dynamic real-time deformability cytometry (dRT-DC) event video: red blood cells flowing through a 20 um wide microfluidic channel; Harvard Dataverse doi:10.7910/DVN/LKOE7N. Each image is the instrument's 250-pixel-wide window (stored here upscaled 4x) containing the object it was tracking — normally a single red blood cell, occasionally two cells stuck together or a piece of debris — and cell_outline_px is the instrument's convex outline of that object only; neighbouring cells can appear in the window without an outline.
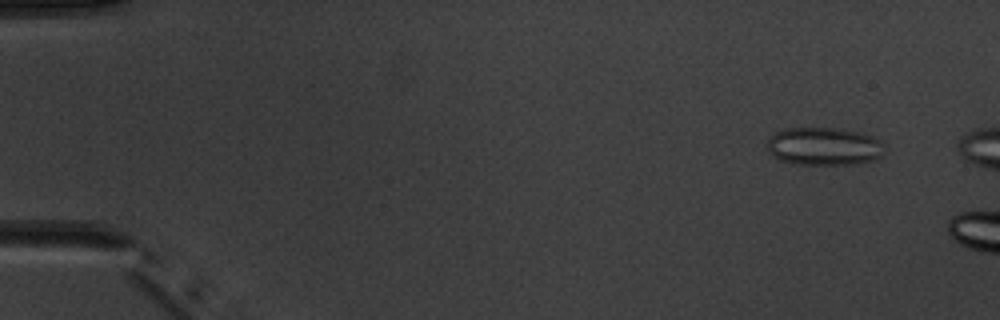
{"species": "common noctule bat (a hibernating species)", "species_latin": "Nyctalus noctula", "temperature_condition": "warm", "stored_images_in_passage": 3, "camera_frame_rate_fps": 3000, "um_per_image_px": 0.085, "animal": {"sex": "male", "body_mass_g": 20.1, "forearm_length_mm": 53.5}, "frame": {"image": 1, "passage_image": 1, "time_ms": 0.0, "image_size_px": [1000, 320], "cell_outline_px": [[884, 152], [876, 160], [856, 164], [796, 164], [780, 160], [772, 156], [768, 152], [768, 140], [776, 132], [784, 128], [832, 128], [860, 132], [872, 136], [880, 140], [884, 144]], "centroid_in_image_um": [70.06, 12.45], "position_along_channel_um": 14.9, "area_um2": 26.07}}